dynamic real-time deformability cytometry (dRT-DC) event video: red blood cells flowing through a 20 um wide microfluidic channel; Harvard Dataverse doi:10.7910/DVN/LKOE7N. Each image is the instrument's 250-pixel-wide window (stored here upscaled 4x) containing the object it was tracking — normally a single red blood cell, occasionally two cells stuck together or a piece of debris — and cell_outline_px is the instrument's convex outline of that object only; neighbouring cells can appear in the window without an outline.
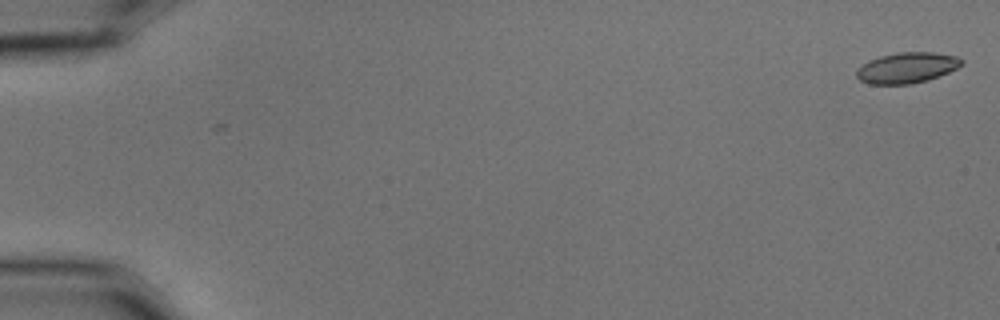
{"species": "common noctule bat (a hibernating species)", "species_latin": "Nyctalus noctula", "temperature_condition": "cold", "stored_images_in_passage": 11, "camera_frame_rate_fps": 3000, "um_per_image_px": 0.085, "animal": {"sex": "male", "body_mass_g": 15.6}, "frame": {"image": 1, "passage_image": 1, "time_ms": 0.0, "image_size_px": [1000, 320], "cell_outline_px": [[964, 64], [948, 72], [928, 80], [912, 84], [868, 84], [860, 80], [856, 76], [856, 68], [868, 60], [880, 56], [896, 52], [932, 52], [956, 56], [964, 60]], "centroid_in_image_um": [77.06, 5.76], "position_along_channel_um": 7.9, "area_um2": 18.96}}
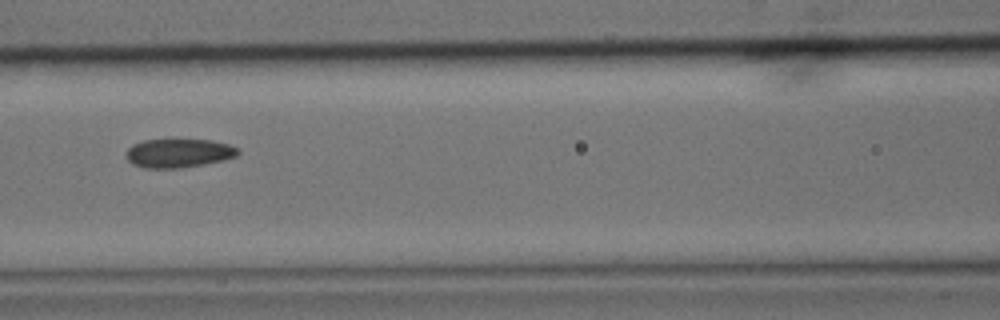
{"frame": {"image": 2, "passage_image": 7, "time_ms": 2.0, "image_size_px": [1000, 320], "cell_outline_px": [[240, 152], [236, 156], [224, 160], [180, 168], [144, 168], [132, 164], [124, 156], [128, 148], [132, 144], [144, 140], [212, 140], [228, 144], [240, 148]], "centroid_in_image_um": [15.17, 13.02], "position_along_channel_um": 151.4, "area_um2": 18.84}}
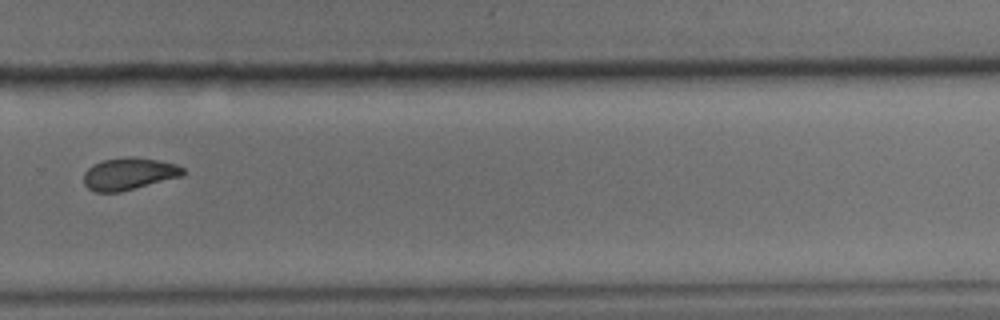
{"frame": {"image": 3, "passage_image": 11, "time_ms": 3.333, "image_size_px": [1000, 320], "cell_outline_px": [[184, 172], [180, 176], [120, 192], [96, 192], [88, 188], [84, 184], [84, 172], [92, 164], [104, 160], [128, 156], [132, 156], [156, 160], [176, 164], [184, 168]], "centroid_in_image_um": [10.91, 14.77], "position_along_channel_um": 318.9, "area_um2": 18.38}}